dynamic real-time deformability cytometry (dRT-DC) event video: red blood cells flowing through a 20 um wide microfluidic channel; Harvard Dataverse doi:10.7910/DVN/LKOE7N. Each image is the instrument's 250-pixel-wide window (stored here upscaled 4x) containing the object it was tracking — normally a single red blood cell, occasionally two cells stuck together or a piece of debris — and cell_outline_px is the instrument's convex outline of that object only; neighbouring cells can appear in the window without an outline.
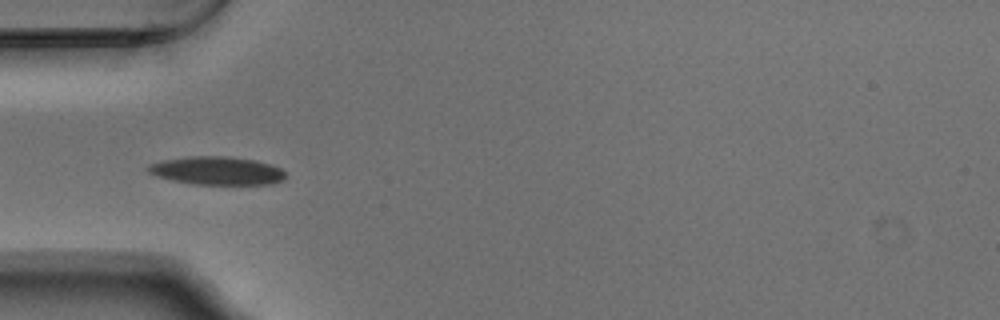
{"species": "Egyptian fruit bat (a non-hibernating species)", "species_latin": "Rousettus aegyptiacus", "temperature_condition": "warm", "stored_images_in_passage": 32, "camera_frame_rate_fps": 3000, "um_per_image_px": 0.085, "animal": {"sex": "male"}, "frame": {"image": 1, "passage_image": 3, "time_ms": 0.667, "image_size_px": [1000, 320], "cell_outline_px": [[284, 180], [272, 184], [192, 184], [172, 180], [156, 176], [148, 172], [144, 168], [148, 164], [164, 160], [192, 156], [224, 156], [256, 160], [280, 168], [284, 172]], "centroid_in_image_um": [18.4, 14.51], "position_along_channel_um": 66.6, "area_um2": 22.54}}
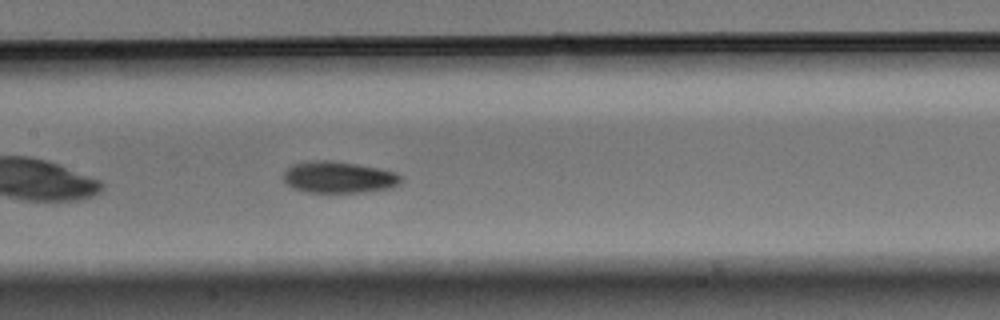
{"frame": {"image": 2, "passage_image": 12, "time_ms": 3.667, "image_size_px": [1000, 320], "cell_outline_px": [[404, 180], [400, 184], [392, 188], [364, 192], [308, 192], [292, 188], [280, 176], [292, 164], [312, 160], [332, 160], [380, 168], [396, 172]], "centroid_in_image_um": [28.8, 15.06], "position_along_channel_um": 178.6, "area_um2": 21.91}}
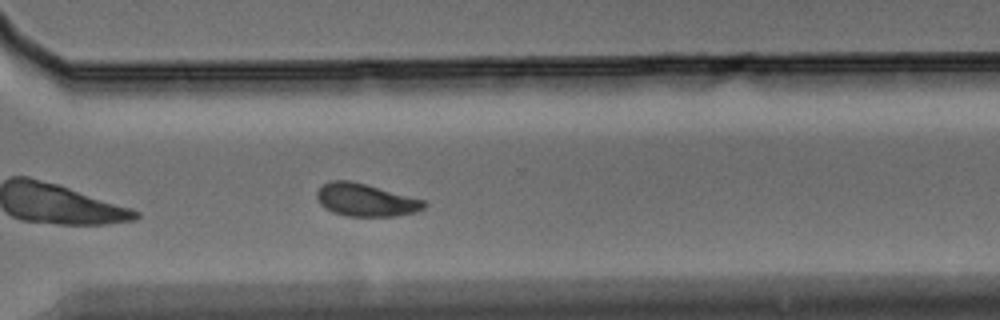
{"frame": {"image": 3, "passage_image": 25, "time_ms": 8.0, "image_size_px": [1000, 320], "cell_outline_px": [[428, 204], [424, 208], [416, 212], [396, 216], [348, 216], [332, 212], [324, 208], [320, 204], [316, 196], [316, 192], [328, 180], [348, 180], [364, 184], [424, 200]], "centroid_in_image_um": [31.06, 17.01], "position_along_channel_um": 339.5, "area_um2": 20.29}, "authors_computed_cell_mechanics": {"area_um2": 21.3571, "velocity_mm_per_s": 3.7224, "shape_relaxation_time_tau1_ms": 2.7, "shape_relaxation_time_tau2_ms": null, "deformation_change_tau1": 0.118, "deformation_change_tau2": null}}